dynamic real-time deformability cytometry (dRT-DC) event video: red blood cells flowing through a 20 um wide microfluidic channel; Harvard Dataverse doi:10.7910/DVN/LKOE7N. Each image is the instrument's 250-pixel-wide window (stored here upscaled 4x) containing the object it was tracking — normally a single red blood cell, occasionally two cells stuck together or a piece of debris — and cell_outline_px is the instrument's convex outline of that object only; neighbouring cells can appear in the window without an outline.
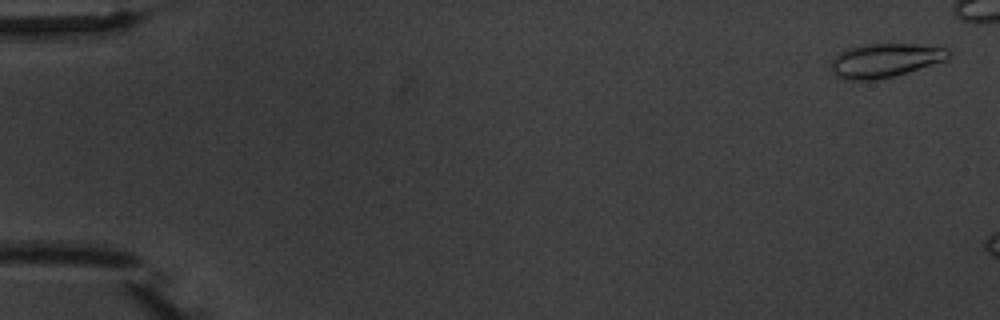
{"species": "common noctule bat (a hibernating species)", "species_latin": "Nyctalus noctula", "temperature_condition": "warm", "stored_images_in_passage": 3, "camera_frame_rate_fps": 3000, "um_per_image_px": 0.085, "animal": {"sex": "male", "body_mass_g": 20.1, "forearm_length_mm": 53.5}, "frame": {"image": 1, "passage_image": 1, "time_ms": 0.0, "image_size_px": [1000, 320], "cell_outline_px": [[952, 56], [944, 60], [892, 76], [876, 80], [844, 80], [836, 76], [828, 68], [832, 60], [840, 52], [848, 48], [864, 44], [912, 44], [948, 48], [952, 52]], "centroid_in_image_um": [75.17, 5.13], "position_along_channel_um": 9.8, "area_um2": 23.12}}